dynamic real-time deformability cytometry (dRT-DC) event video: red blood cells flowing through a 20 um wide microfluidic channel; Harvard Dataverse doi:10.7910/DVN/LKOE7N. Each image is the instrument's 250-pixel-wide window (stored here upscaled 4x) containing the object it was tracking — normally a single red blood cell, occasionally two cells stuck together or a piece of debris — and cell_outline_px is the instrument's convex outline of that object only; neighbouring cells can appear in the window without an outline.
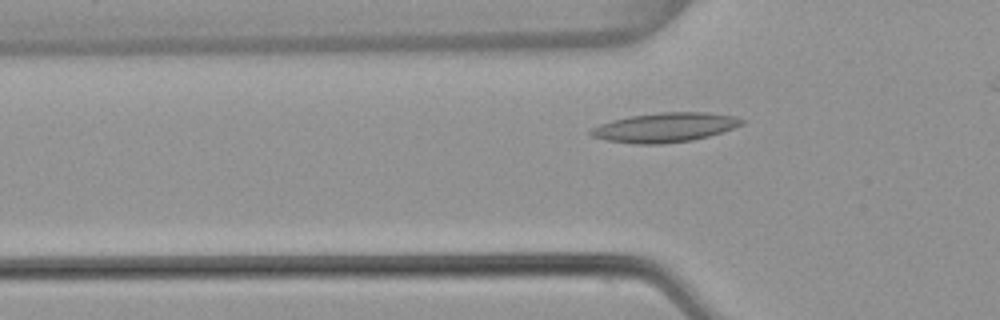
{"species": "common noctule bat (a hibernating species)", "species_latin": "Nyctalus noctula", "temperature_condition": "warm", "stored_images_in_passage": 37, "camera_frame_rate_fps": 3000, "um_per_image_px": 0.085, "animal": {"sex": "female", "body_mass_g": 22.7, "forearm_length_mm": 54.2}, "frame": {"image": 1, "passage_image": 10, "time_ms": 3.0, "image_size_px": [1000, 320], "cell_outline_px": [[744, 124], [724, 132], [692, 140], [664, 144], [632, 144], [608, 140], [592, 136], [588, 132], [588, 128], [612, 120], [628, 116], [660, 112], [708, 112], [732, 116], [744, 120]], "centroid_in_image_um": [56.49, 10.83], "position_along_channel_um": 69.3, "area_um2": 26.07}}
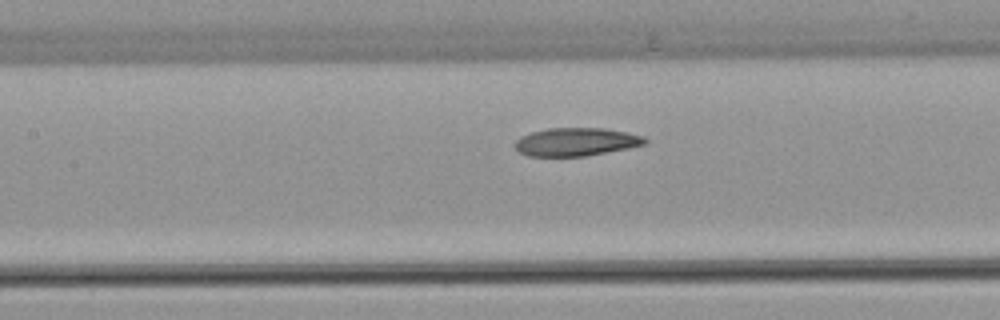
{"frame": {"image": 2, "passage_image": 17, "time_ms": 5.333, "image_size_px": [1000, 320], "cell_outline_px": [[648, 144], [628, 148], [584, 156], [528, 156], [520, 152], [512, 144], [520, 136], [532, 132], [548, 128], [604, 128], [644, 136], [648, 140]], "centroid_in_image_um": [48.96, 12.06], "position_along_channel_um": 158.4, "area_um2": 21.33}}
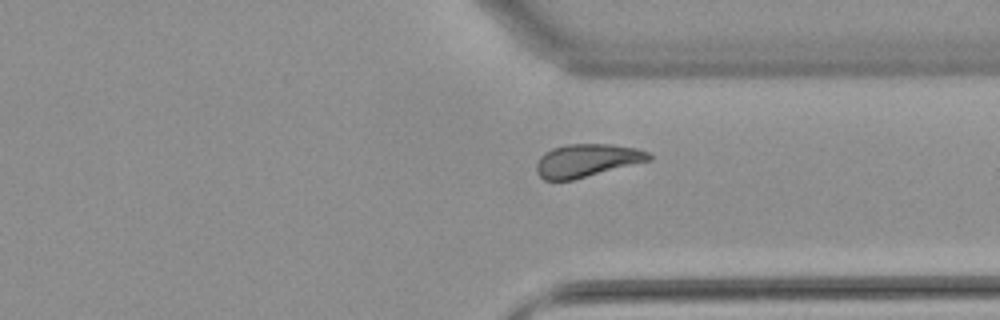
{"frame": {"image": 3, "passage_image": 33, "time_ms": 10.667, "image_size_px": [1000, 320], "cell_outline_px": [[652, 160], [572, 180], [544, 180], [536, 172], [536, 164], [540, 156], [544, 152], [552, 148], [568, 144], [612, 144], [636, 148], [648, 152], [652, 156]], "centroid_in_image_um": [49.88, 13.63], "position_along_channel_um": 361.5, "area_um2": 21.68}}